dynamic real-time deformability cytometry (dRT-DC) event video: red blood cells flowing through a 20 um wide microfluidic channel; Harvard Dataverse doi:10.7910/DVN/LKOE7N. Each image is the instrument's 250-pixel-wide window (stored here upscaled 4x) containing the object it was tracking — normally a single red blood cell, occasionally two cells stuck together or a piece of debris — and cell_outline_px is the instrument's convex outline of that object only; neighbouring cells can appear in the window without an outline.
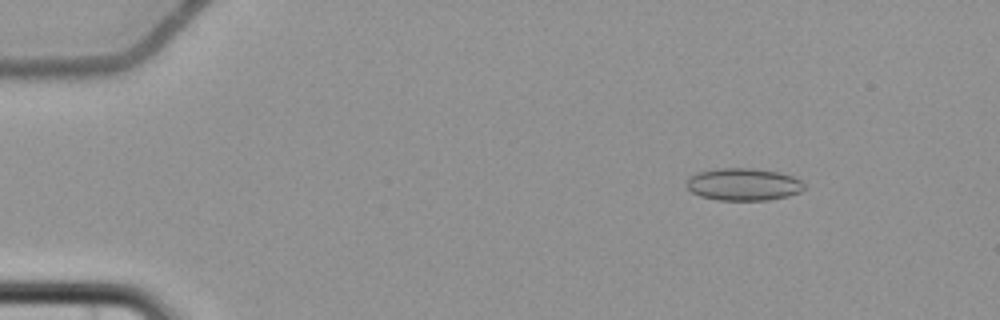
{"species": "common noctule bat (a hibernating species)", "species_latin": "Nyctalus noctula", "temperature_condition": "cold", "stored_images_in_passage": 8, "camera_frame_rate_fps": 3000, "um_per_image_px": 0.085, "animal": {"sex": "female", "body_mass_g": 22.7, "forearm_length_mm": 54.2}, "frame": {"image": 1, "passage_image": 1, "time_ms": 0.0, "image_size_px": [1000, 320], "cell_outline_px": [[804, 188], [800, 192], [788, 196], [768, 200], [716, 200], [700, 196], [692, 192], [684, 184], [688, 176], [700, 172], [716, 168], [752, 168], [780, 172], [792, 176], [800, 180], [804, 184]], "centroid_in_image_um": [63.16, 15.67], "position_along_channel_um": 21.8, "area_um2": 22.37}}
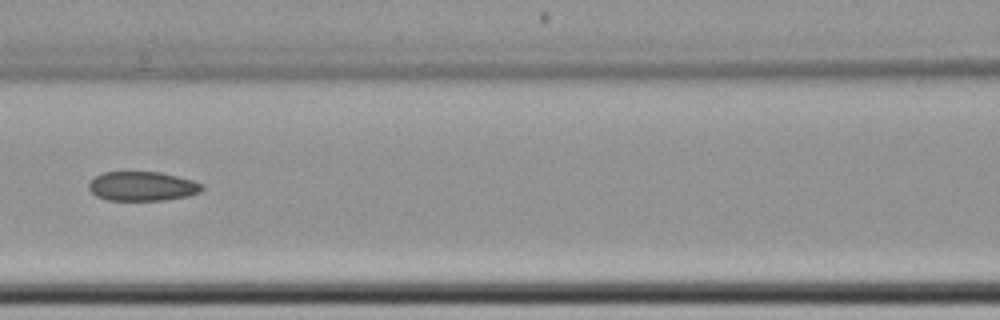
{"frame": {"image": 2, "passage_image": 6, "time_ms": 6.333, "image_size_px": [1000, 320], "cell_outline_px": [[204, 188], [200, 192], [188, 196], [160, 200], [108, 200], [96, 196], [88, 188], [88, 184], [96, 176], [104, 172], [160, 172], [192, 180], [204, 184]], "centroid_in_image_um": [12.11, 15.83], "position_along_channel_um": 154.5, "area_um2": 19.25}}
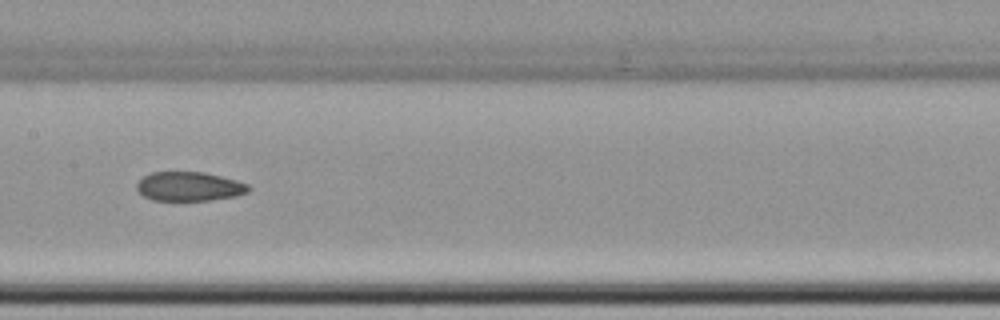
{"frame": {"image": 3, "passage_image": 7, "time_ms": 7.333, "image_size_px": [1000, 320], "cell_outline_px": [[252, 188], [248, 192], [236, 196], [208, 200], [152, 200], [144, 196], [136, 188], [136, 184], [144, 176], [152, 172], [204, 172], [236, 180], [248, 184]], "centroid_in_image_um": [16.1, 15.84], "position_along_channel_um": 191.3, "area_um2": 18.9}}